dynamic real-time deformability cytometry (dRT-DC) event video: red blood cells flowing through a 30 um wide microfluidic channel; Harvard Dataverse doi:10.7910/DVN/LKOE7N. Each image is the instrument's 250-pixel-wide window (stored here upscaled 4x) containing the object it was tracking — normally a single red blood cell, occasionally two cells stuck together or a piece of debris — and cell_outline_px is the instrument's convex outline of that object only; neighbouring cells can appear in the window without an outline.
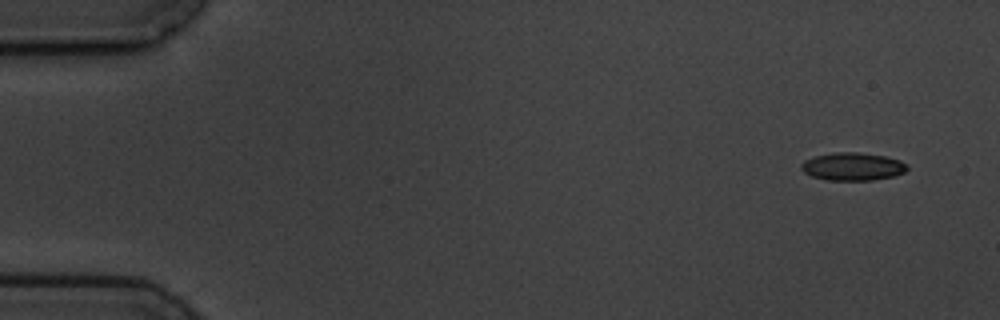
{"species": "common noctule bat (a hibernating species)", "species_latin": "Nyctalus noctula", "temperature_condition": "cold", "stored_images_in_passage": 4, "camera_frame_rate_fps": 3000, "um_per_image_px": 0.085, "animal": {"sex": "male", "body_mass_g": 19.5, "forearm_length_mm": 54.6}, "frame": {"image": 1, "passage_image": 1, "time_ms": 0.0, "image_size_px": [1000, 320], "cell_outline_px": [[908, 168], [904, 172], [892, 176], [872, 180], [828, 180], [812, 176], [804, 172], [800, 168], [800, 164], [804, 160], [816, 156], [836, 152], [860, 152], [884, 156], [900, 160], [908, 164]], "centroid_in_image_um": [72.47, 14.15], "position_along_channel_um": 12.5, "area_um2": 17.17}}
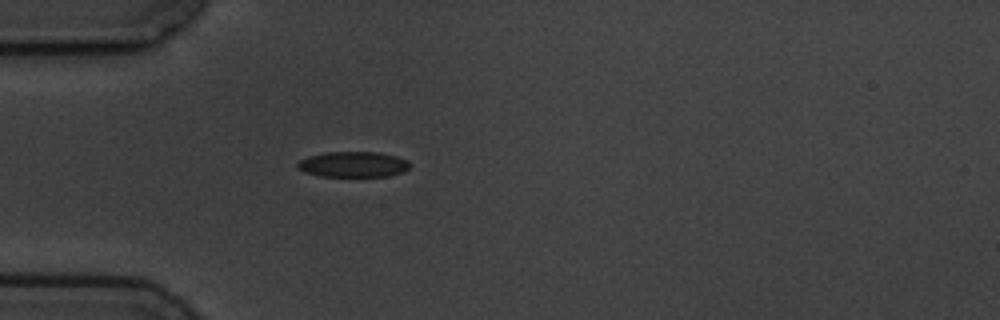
{"frame": {"image": 2, "passage_image": 4, "time_ms": 4.333, "image_size_px": [1000, 320], "cell_outline_px": [[412, 164], [408, 168], [400, 172], [388, 176], [320, 176], [304, 172], [296, 168], [296, 164], [300, 160], [308, 156], [324, 152], [380, 152], [396, 156], [408, 160]], "centroid_in_image_um": [30.0, 13.96], "position_along_channel_um": 55.0, "area_um2": 16.82}}